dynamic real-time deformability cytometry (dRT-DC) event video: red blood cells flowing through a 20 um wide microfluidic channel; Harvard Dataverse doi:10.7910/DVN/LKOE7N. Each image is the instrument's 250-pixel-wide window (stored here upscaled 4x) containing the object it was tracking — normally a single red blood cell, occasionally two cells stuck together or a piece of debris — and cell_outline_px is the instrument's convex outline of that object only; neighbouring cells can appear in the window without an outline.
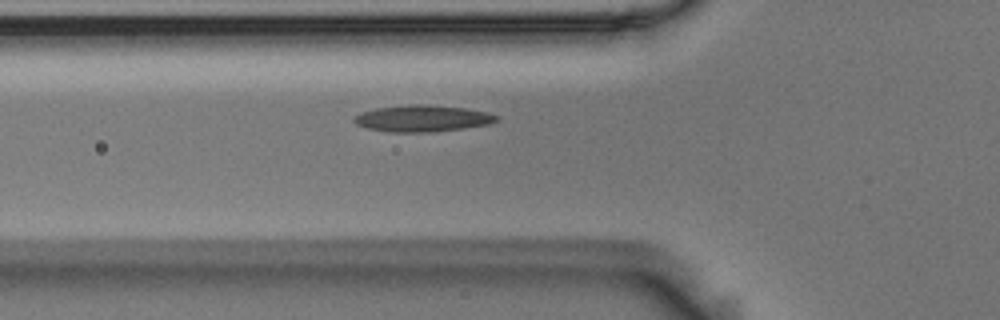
{"species": "Egyptian fruit bat (a non-hibernating species)", "species_latin": "Rousettus aegyptiacus", "temperature_condition": "room temperature", "stored_images_in_passage": 33, "camera_frame_rate_fps": 3000, "um_per_image_px": 0.085, "animal": {"sex": "male"}, "frame": {"image": 1, "passage_image": 2, "time_ms": 0.333, "image_size_px": [1000, 320], "cell_outline_px": [[500, 120], [488, 124], [464, 128], [428, 132], [392, 132], [368, 128], [356, 124], [352, 120], [360, 112], [376, 108], [408, 104], [424, 104], [464, 108], [488, 112], [500, 116]], "centroid_in_image_um": [35.93, 10.06], "position_along_channel_um": 89.9, "area_um2": 22.02}}
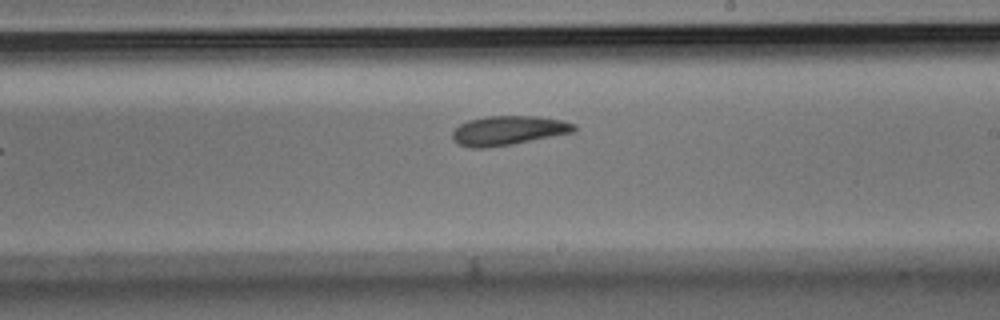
{"frame": {"image": 2, "passage_image": 15, "time_ms": 4.667, "image_size_px": [1000, 320], "cell_outline_px": [[576, 132], [512, 144], [484, 148], [468, 148], [456, 144], [452, 140], [452, 132], [460, 124], [468, 120], [484, 116], [536, 116], [564, 120], [576, 124]], "centroid_in_image_um": [43.2, 11.09], "position_along_channel_um": 245.8, "area_um2": 21.1}}
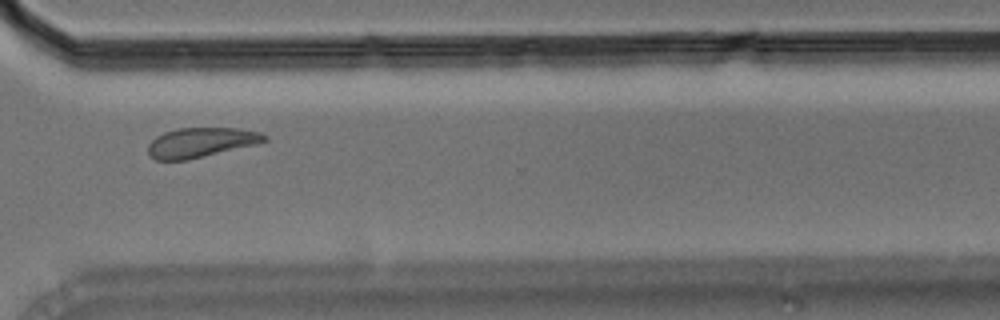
{"frame": {"image": 3, "passage_image": 24, "time_ms": 7.667, "image_size_px": [1000, 320], "cell_outline_px": [[268, 140], [256, 144], [184, 160], [156, 160], [148, 156], [148, 144], [156, 136], [164, 132], [176, 128], [236, 128], [260, 132], [268, 136]], "centroid_in_image_um": [17.04, 12.1], "position_along_channel_um": 353.6, "area_um2": 20.0}}